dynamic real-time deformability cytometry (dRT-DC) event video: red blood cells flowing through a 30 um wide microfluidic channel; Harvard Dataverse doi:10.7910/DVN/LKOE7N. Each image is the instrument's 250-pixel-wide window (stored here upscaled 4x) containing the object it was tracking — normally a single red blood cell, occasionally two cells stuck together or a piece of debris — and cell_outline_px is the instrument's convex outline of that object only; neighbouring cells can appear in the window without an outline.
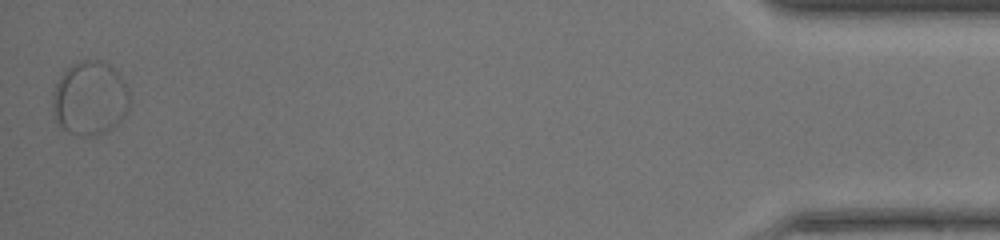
{"species": "common noctule bat (a hibernating species)", "species_latin": "Nyctalus noctula", "temperature_condition": "warm", "stored_images_in_passage": 50, "segment_of_instrument_passage": [2, 2], "camera_frame_rate_fps": 3000, "um_per_image_px": 0.085, "animal": {"sex": "female", "body_mass_g": 17.0, "forearm_length_mm": 48.0}, "frame": {"image": 1, "passage_image": 50, "time_ms": 16.333, "image_size_px": [1000, 240], "cell_outline_px": [[128, 112], [112, 128], [104, 132], [88, 136], [80, 136], [68, 132], [56, 120], [52, 104], [52, 92], [60, 76], [72, 64], [80, 60], [100, 60], [108, 64], [124, 80], [128, 92]], "centroid_in_image_um": [7.63, 8.35], "position_along_channel_um": 427.6, "area_um2": 32.95}}